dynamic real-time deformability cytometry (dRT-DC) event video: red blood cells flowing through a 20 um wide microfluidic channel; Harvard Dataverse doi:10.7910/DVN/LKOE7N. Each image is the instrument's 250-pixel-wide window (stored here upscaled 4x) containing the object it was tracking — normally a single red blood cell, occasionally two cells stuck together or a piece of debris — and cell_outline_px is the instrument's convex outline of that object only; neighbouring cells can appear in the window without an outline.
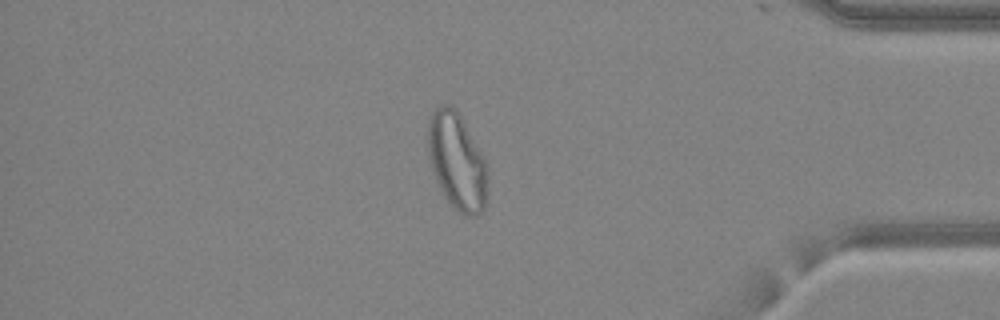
{"species": "common noctule bat (a hibernating species)", "species_latin": "Nyctalus noctula", "temperature_condition": "warm", "stored_images_in_passage": 48, "camera_frame_rate_fps": 3000, "um_per_image_px": 0.085, "animal": {"sex": "female", "body_mass_g": 24.6, "forearm_length_mm": 56.2}, "frame": {"image": 1, "passage_image": 41, "time_ms": 13.333, "image_size_px": [1000, 320], "cell_outline_px": [[488, 172], [484, 208], [476, 216], [468, 216], [456, 212], [452, 208], [444, 196], [436, 180], [428, 160], [428, 120], [432, 112], [440, 104], [448, 104], [456, 108], [488, 164]], "centroid_in_image_um": [38.83, 13.72], "position_along_channel_um": 396.4, "area_um2": 34.04}}